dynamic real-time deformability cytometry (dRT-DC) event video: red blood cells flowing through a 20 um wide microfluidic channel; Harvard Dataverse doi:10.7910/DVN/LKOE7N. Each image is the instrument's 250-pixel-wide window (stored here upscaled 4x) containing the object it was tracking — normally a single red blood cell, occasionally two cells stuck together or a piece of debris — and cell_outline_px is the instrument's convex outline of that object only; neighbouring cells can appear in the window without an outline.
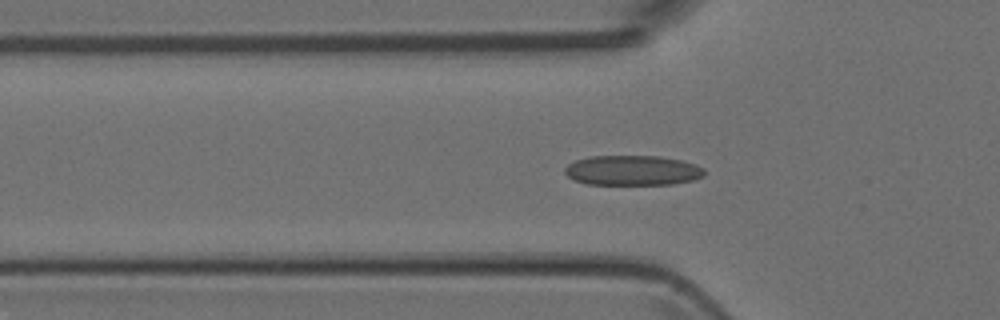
{"species": "Egyptian fruit bat (a non-hibernating species)", "species_latin": "Rousettus aegyptiacus", "temperature_condition": "room temperature", "stored_images_in_passage": 43, "camera_frame_rate_fps": 3000, "um_per_image_px": 0.085, "animal": {"sex": "female"}, "frame": {"image": 1, "passage_image": 8, "time_ms": 2.333, "image_size_px": [1000, 320], "cell_outline_px": [[704, 176], [692, 180], [672, 184], [588, 184], [572, 180], [564, 172], [564, 168], [568, 164], [576, 160], [588, 156], [660, 156], [680, 160], [696, 164], [704, 168]], "centroid_in_image_um": [53.75, 14.48], "position_along_channel_um": 72.1, "area_um2": 24.45}}
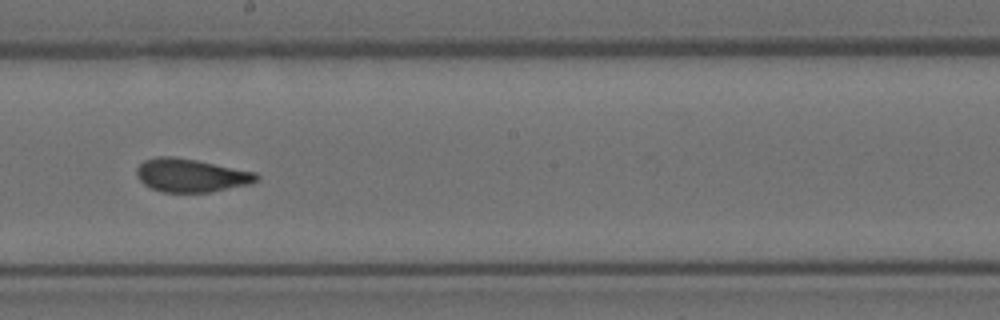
{"frame": {"image": 2, "passage_image": 20, "time_ms": 6.333, "image_size_px": [1000, 320], "cell_outline_px": [[260, 180], [252, 184], [208, 192], [164, 192], [152, 188], [144, 184], [136, 176], [136, 168], [144, 160], [156, 156], [172, 156], [196, 160], [256, 172], [260, 176]], "centroid_in_image_um": [16.26, 14.9], "position_along_channel_um": 231.9, "area_um2": 23.35}}
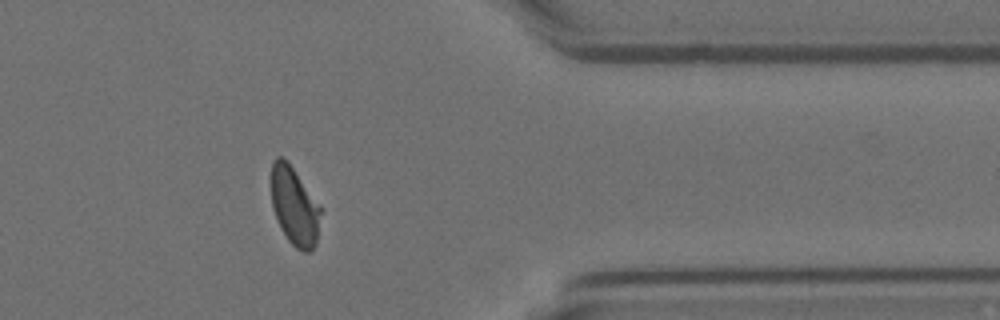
{"frame": {"image": 3, "passage_image": 33, "time_ms": 10.667, "image_size_px": [1000, 320], "cell_outline_px": [[324, 208], [316, 244], [312, 252], [304, 252], [296, 248], [288, 240], [280, 228], [272, 208], [272, 160], [276, 156], [280, 156], [288, 160]], "centroid_in_image_um": [25.09, 17.52], "position_along_channel_um": 386.3, "area_um2": 23.41}}